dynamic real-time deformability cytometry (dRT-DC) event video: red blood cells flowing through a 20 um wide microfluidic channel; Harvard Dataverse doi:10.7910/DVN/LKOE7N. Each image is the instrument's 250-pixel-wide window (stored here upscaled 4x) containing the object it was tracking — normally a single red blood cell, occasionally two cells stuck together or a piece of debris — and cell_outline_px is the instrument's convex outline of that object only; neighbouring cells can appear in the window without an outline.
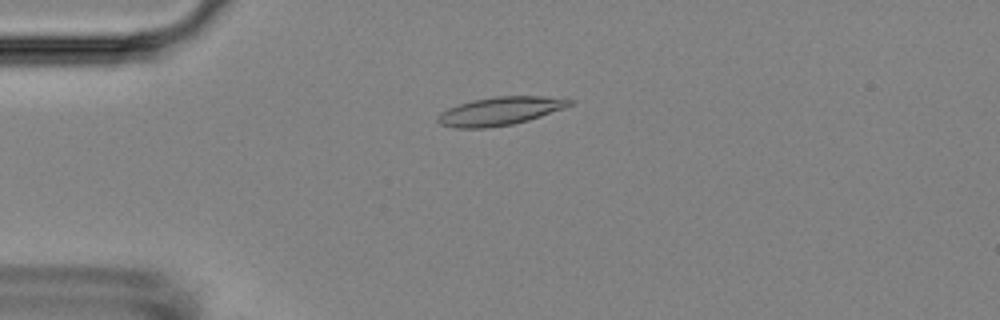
{"species": "Egyptian fruit bat (a non-hibernating species)", "species_latin": "Rousettus aegyptiacus", "temperature_condition": "room temperature", "stored_images_in_passage": 56, "camera_frame_rate_fps": 3000, "um_per_image_px": 0.085, "animal": {"sex": "female"}, "frame": {"image": 1, "passage_image": 14, "time_ms": 4.333, "image_size_px": [1000, 320], "cell_outline_px": [[576, 100], [572, 104], [564, 108], [528, 120], [512, 124], [488, 128], [456, 128], [440, 124], [436, 120], [436, 116], [440, 112], [448, 108], [472, 100], [496, 96], [544, 96]], "centroid_in_image_um": [42.48, 9.44], "position_along_channel_um": 42.5, "area_um2": 21.73}}
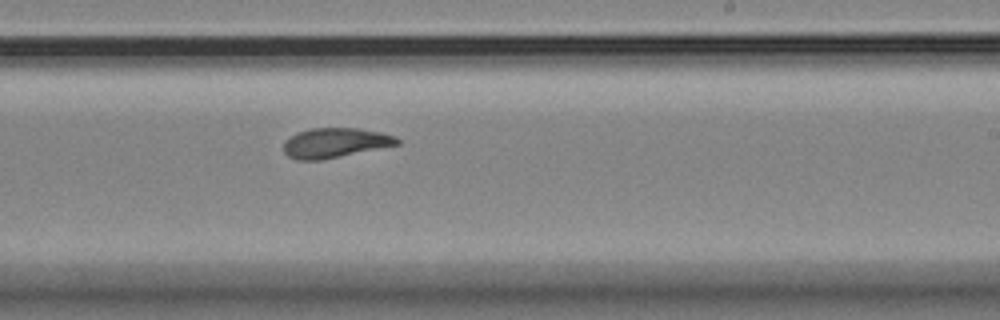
{"frame": {"image": 2, "passage_image": 34, "time_ms": 11.0, "image_size_px": [1000, 320], "cell_outline_px": [[400, 144], [320, 160], [296, 160], [288, 156], [284, 152], [284, 140], [296, 132], [312, 128], [356, 128], [380, 132], [396, 136], [400, 140]], "centroid_in_image_um": [28.45, 12.13], "position_along_channel_um": 260.5, "area_um2": 19.65}}
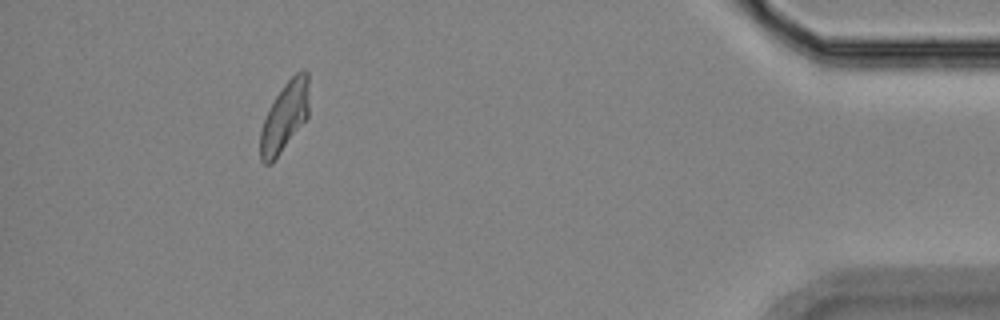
{"frame": {"image": 3, "passage_image": 51, "time_ms": 16.667, "image_size_px": [1000, 320], "cell_outline_px": [[308, 116], [272, 164], [264, 164], [260, 160], [260, 132], [268, 108], [284, 84], [296, 72], [304, 68], [308, 72]], "centroid_in_image_um": [24.18, 9.92], "position_along_channel_um": 411.0, "area_um2": 19.71}, "authors_computed_cell_mechanics": {"area_um2": 20.4034, "velocity_mm_per_s": 3.6158, "shape_relaxation_time_tau1_ms": 6.2746, "shape_relaxation_time_tau2_ms": 1.5403, "deformation_change_tau1": 0.1871, "deformation_change_tau2": 0.0819}}